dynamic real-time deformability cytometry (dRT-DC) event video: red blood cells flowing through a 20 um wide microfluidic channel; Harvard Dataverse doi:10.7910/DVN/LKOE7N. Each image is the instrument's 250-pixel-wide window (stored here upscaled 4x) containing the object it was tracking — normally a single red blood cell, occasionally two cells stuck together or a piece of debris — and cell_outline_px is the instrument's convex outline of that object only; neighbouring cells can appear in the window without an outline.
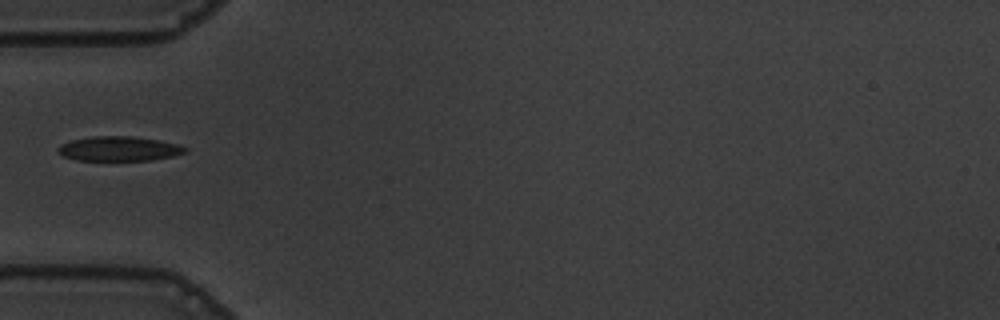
{"species": "common noctule bat (a hibernating species)", "species_latin": "Nyctalus noctula", "temperature_condition": "warm", "stored_images_in_passage": 37, "camera_frame_rate_fps": 3000, "um_per_image_px": 0.085, "animal": {"sex": "male", "body_mass_g": 19.5, "forearm_length_mm": 54.6}, "frame": {"image": 1, "passage_image": 1, "time_ms": 0.0, "image_size_px": [1000, 320], "cell_outline_px": [[188, 152], [172, 156], [152, 160], [80, 160], [64, 156], [56, 148], [60, 144], [72, 140], [92, 136], [132, 136], [160, 140], [176, 144], [188, 148]], "centroid_in_image_um": [10.14, 12.63], "position_along_channel_um": 74.9, "area_um2": 18.15}}